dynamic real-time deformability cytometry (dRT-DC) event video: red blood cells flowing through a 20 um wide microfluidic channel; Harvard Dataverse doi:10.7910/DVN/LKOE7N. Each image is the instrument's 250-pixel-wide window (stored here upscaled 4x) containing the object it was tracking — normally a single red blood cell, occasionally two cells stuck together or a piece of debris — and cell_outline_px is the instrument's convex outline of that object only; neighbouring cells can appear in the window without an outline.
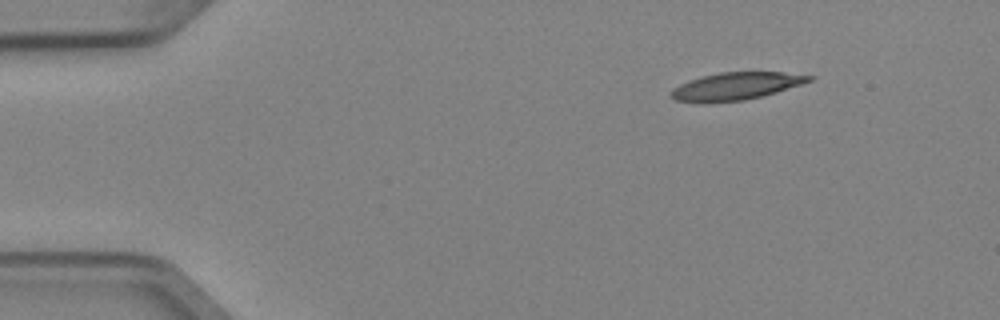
{"species": "Egyptian fruit bat (a non-hibernating species)", "species_latin": "Rousettus aegyptiacus", "temperature_condition": "cold", "stored_images_in_passage": 3, "camera_frame_rate_fps": 3000, "um_per_image_px": 0.085, "animal": {"sex": "female"}, "frame": {"image": 1, "passage_image": 1, "time_ms": 0.0, "image_size_px": [1000, 320], "cell_outline_px": [[816, 76], [812, 80], [776, 92], [744, 100], [704, 104], [676, 100], [668, 96], [668, 92], [680, 84], [688, 80], [700, 76], [720, 72], [784, 72]], "centroid_in_image_um": [62.48, 7.33], "position_along_channel_um": 22.5, "area_um2": 22.37}}